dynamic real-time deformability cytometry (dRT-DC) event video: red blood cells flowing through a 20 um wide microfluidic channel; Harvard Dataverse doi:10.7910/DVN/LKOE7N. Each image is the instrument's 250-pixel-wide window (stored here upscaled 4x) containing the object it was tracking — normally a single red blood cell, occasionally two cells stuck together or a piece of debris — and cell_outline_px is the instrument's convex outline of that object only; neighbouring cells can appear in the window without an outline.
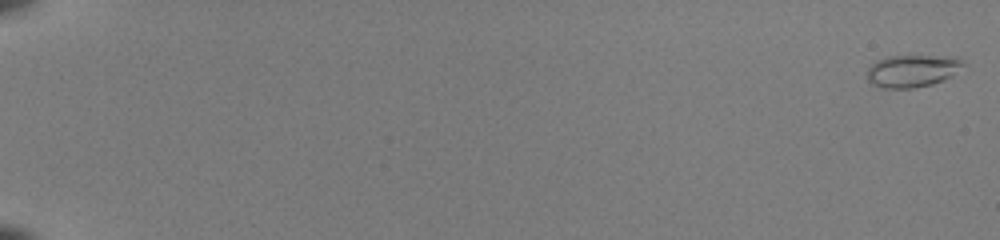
{"species": "common noctule bat (a hibernating species)", "species_latin": "Nyctalus noctula", "temperature_condition": "room temperature", "stored_images_in_passage": 53, "camera_frame_rate_fps": 3000, "um_per_image_px": 0.085, "animal": {"sex": "female", "body_mass_g": 22.0, "forearm_length_mm": 56.7}, "frame": {"image": 1, "passage_image": 1, "time_ms": 0.0, "image_size_px": [1000, 240], "cell_outline_px": [[968, 64], [952, 76], [944, 80], [932, 84], [912, 88], [884, 88], [872, 84], [868, 80], [868, 68], [876, 60], [888, 56], [956, 56]], "centroid_in_image_um": [77.6, 6.01], "position_along_channel_um": 7.4, "area_um2": 18.32}}
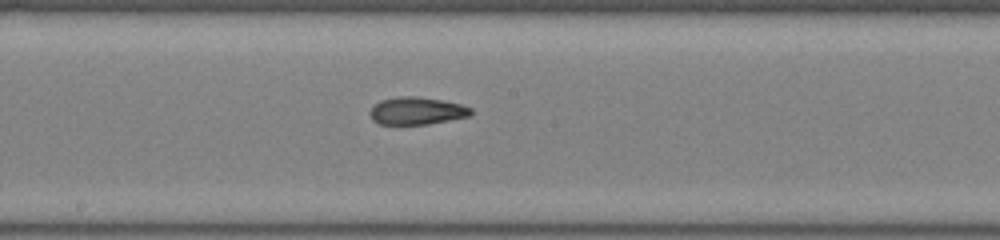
{"frame": {"image": 2, "passage_image": 32, "time_ms": 10.333, "image_size_px": [1000, 240], "cell_outline_px": [[472, 112], [468, 116], [428, 124], [380, 124], [372, 120], [368, 112], [372, 104], [380, 100], [396, 96], [416, 96], [440, 100], [460, 104], [472, 108]], "centroid_in_image_um": [35.34, 9.41], "position_along_channel_um": 212.9, "area_um2": 16.24}}
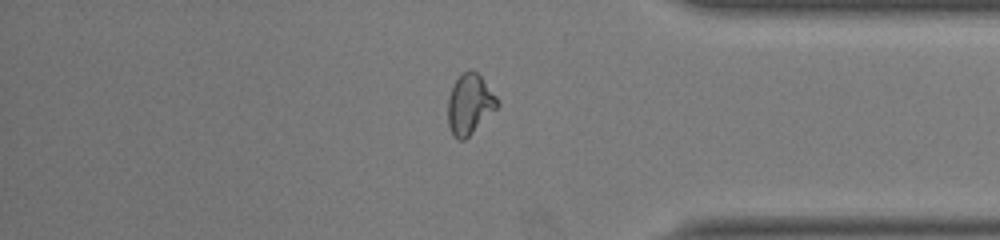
{"frame": {"image": 3, "passage_image": 46, "time_ms": 15.0, "image_size_px": [1000, 240], "cell_outline_px": [[500, 104], [464, 140], [456, 140], [452, 136], [448, 124], [448, 96], [456, 80], [468, 68], [476, 72], [480, 76], [496, 96]], "centroid_in_image_um": [39.9, 8.87], "position_along_channel_um": 395.3, "area_um2": 17.05}, "authors_computed_cell_mechanics": {"area_um2": 16.7042, "velocity_mm_per_s": 4.1113, "shape_relaxation_time_tau1_ms": 10.3108, "shape_relaxation_time_tau2_ms": 1.5979, "deformation_change_tau1": 0.2924, "deformation_change_tau2": 0.0681}}